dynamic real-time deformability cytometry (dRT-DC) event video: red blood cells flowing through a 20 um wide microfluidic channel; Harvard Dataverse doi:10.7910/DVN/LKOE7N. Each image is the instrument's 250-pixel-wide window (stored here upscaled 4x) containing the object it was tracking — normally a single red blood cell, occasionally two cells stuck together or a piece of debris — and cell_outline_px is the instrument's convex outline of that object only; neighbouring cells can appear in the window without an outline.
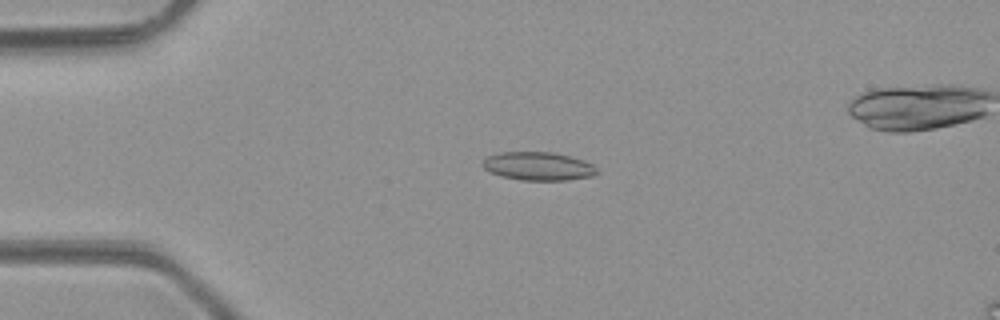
{"species": "common noctule bat (a hibernating species)", "species_latin": "Nyctalus noctula", "temperature_condition": "room temperature", "stored_images_in_passage": 47, "camera_frame_rate_fps": 3000, "um_per_image_px": 0.085, "animal": {"sex": "male", "body_mass_g": 23.1, "forearm_length_mm": 52.7}, "frame": {"image": 1, "passage_image": 11, "time_ms": 3.333, "image_size_px": [1000, 320], "cell_outline_px": [[600, 172], [592, 176], [568, 180], [520, 180], [500, 176], [484, 168], [480, 164], [488, 156], [500, 152], [552, 152], [584, 160], [592, 164]], "centroid_in_image_um": [45.75, 14.13], "position_along_channel_um": 39.2, "area_um2": 18.9}}
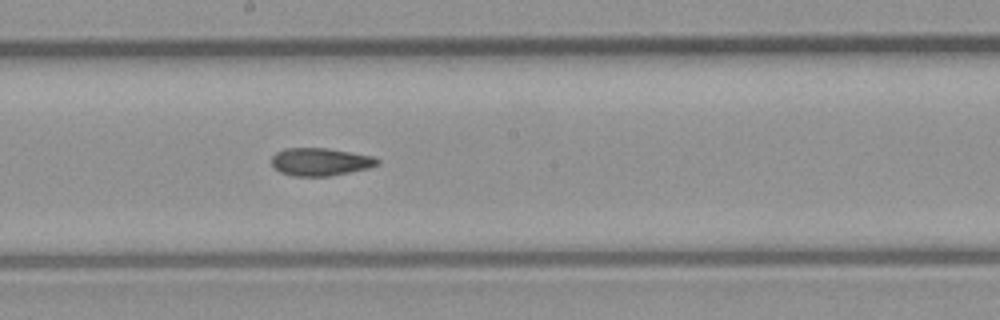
{"frame": {"image": 2, "passage_image": 26, "time_ms": 8.333, "image_size_px": [1000, 320], "cell_outline_px": [[380, 164], [368, 168], [328, 176], [292, 176], [280, 172], [272, 164], [272, 156], [276, 152], [284, 148], [328, 148], [372, 156], [380, 160]], "centroid_in_image_um": [27.22, 13.75], "position_along_channel_um": 221.0, "area_um2": 17.05}}
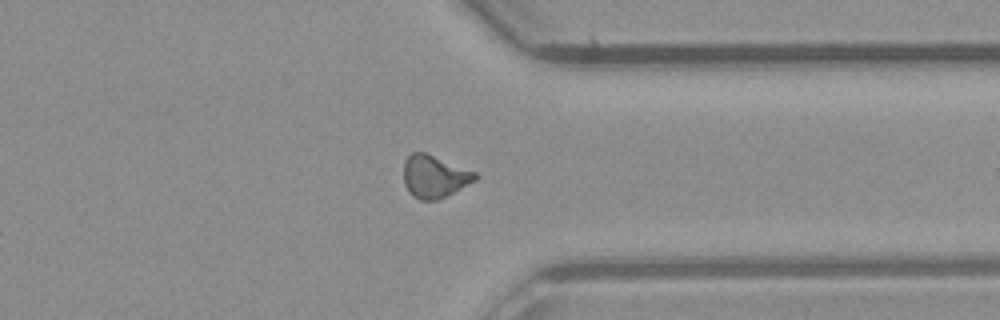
{"frame": {"image": 3, "passage_image": 37, "time_ms": 12.0, "image_size_px": [1000, 320], "cell_outline_px": [[480, 176], [476, 180], [436, 200], [420, 200], [412, 196], [408, 192], [404, 184], [404, 160], [412, 152], [424, 152], [476, 172]], "centroid_in_image_um": [36.9, 15.0], "position_along_channel_um": 374.5, "area_um2": 17.57}}